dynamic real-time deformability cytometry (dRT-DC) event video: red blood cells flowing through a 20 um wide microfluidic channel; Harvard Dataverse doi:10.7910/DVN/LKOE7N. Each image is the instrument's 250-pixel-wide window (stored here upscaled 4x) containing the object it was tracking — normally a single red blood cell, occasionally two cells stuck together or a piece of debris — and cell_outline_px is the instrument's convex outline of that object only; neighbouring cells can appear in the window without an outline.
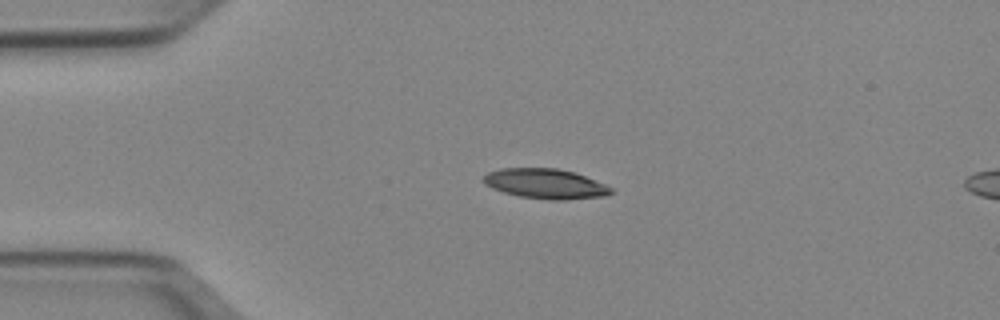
{"species": "Egyptian fruit bat (a non-hibernating species)", "species_latin": "Rousettus aegyptiacus", "temperature_condition": "cold", "stored_images_in_passage": 5, "camera_frame_rate_fps": 3000, "um_per_image_px": 0.085, "animal": {"sex": "female"}, "frame": {"image": 1, "passage_image": 1, "time_ms": 0.0, "image_size_px": [1000, 320], "cell_outline_px": [[612, 192], [604, 196], [564, 200], [548, 200], [520, 196], [504, 192], [492, 188], [484, 184], [484, 176], [488, 172], [500, 168], [556, 168], [572, 172], [584, 176], [604, 184], [612, 188]], "centroid_in_image_um": [46.33, 15.62], "position_along_channel_um": 38.7, "area_um2": 22.02}}